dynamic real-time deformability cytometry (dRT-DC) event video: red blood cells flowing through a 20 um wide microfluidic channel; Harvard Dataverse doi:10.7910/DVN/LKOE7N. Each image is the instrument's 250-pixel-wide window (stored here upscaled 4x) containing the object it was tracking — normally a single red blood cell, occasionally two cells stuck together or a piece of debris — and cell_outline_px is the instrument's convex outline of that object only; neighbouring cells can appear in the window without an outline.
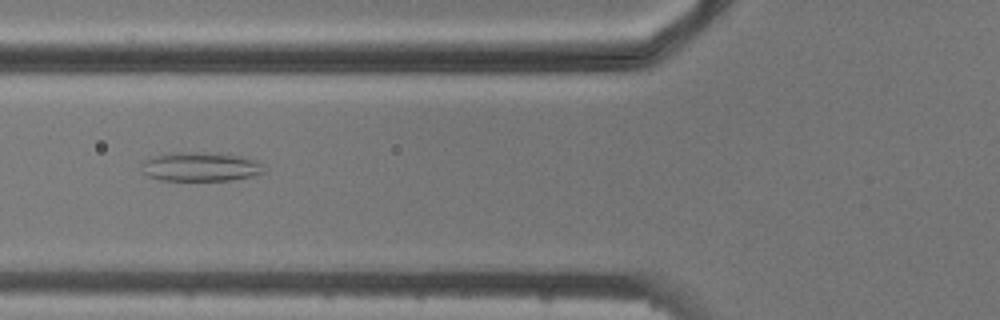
{"species": "common noctule bat (a hibernating species)", "species_latin": "Nyctalus noctula", "temperature_condition": "cold", "stored_images_in_passage": 7, "camera_frame_rate_fps": 3000, "um_per_image_px": 0.085, "animal": {"sex": "male", "body_mass_g": 20.5, "forearm_length_mm": 52.5}, "frame": {"image": 1, "passage_image": 6, "time_ms": 6.0, "image_size_px": [1000, 320], "cell_outline_px": [[264, 172], [252, 176], [228, 180], [160, 180], [148, 176], [140, 168], [140, 164], [144, 160], [156, 156], [180, 152], [196, 152], [240, 156], [256, 160], [260, 164]], "centroid_in_image_um": [17.0, 14.18], "position_along_channel_um": 108.8, "area_um2": 20.35}}